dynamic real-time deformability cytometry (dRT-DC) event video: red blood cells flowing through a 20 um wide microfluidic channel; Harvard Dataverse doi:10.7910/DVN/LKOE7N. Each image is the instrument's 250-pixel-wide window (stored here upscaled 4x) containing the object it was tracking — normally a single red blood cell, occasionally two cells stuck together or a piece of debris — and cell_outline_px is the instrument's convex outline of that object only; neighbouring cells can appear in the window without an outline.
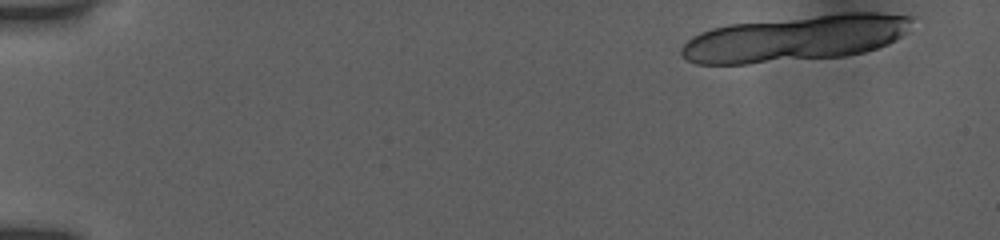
{"species": "human", "species_latin": "Homo sapiens", "temperature_condition": "room temperature", "stored_images_in_passage": 20, "camera_frame_rate_fps": 3000, "um_per_image_px": 0.085, "donor": {"sex": "female"}, "frame": {"image": 1, "passage_image": 1, "time_ms": 0.0, "image_size_px": [1000, 240], "cell_outline_px": [[920, 16], [908, 32], [896, 40], [888, 44], [864, 52], [844, 56], [748, 64], [696, 64], [680, 56], [680, 48], [692, 36], [700, 32], [712, 28], [728, 24], [844, 12], [880, 12]], "centroid_in_image_um": [67.7, 3.24], "position_along_channel_um": 17.3, "area_um2": 62.89}}
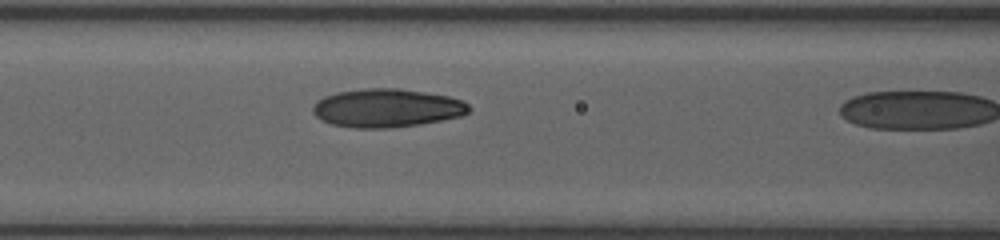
{"frame": {"image": 2, "passage_image": 19, "time_ms": 6.0, "image_size_px": [1000, 240], "cell_outline_px": [[472, 108], [468, 112], [460, 116], [420, 124], [392, 128], [356, 128], [332, 124], [320, 120], [312, 112], [312, 108], [316, 100], [324, 96], [336, 92], [368, 88], [400, 88], [448, 96], [464, 100]], "centroid_in_image_um": [32.86, 9.18], "position_along_channel_um": 133.7, "area_um2": 35.14}}